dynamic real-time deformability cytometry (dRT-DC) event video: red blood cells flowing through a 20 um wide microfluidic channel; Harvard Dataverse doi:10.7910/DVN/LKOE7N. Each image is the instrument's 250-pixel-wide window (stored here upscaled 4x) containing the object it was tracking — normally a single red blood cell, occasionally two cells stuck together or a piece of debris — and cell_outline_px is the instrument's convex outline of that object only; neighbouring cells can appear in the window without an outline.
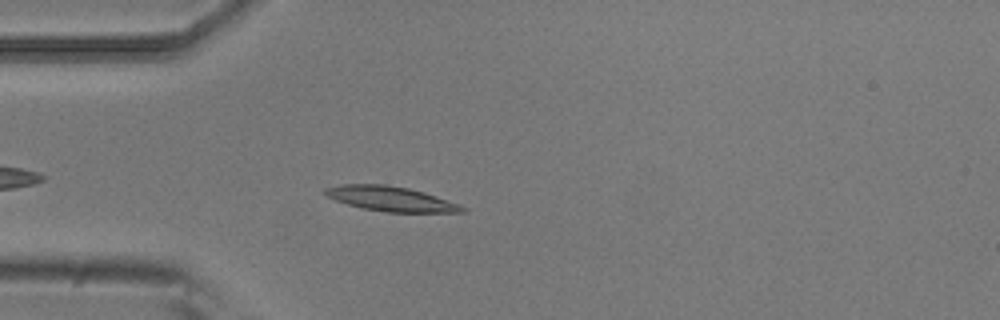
{"species": "common noctule bat (a hibernating species)", "species_latin": "Nyctalus noctula", "temperature_condition": "room temperature", "stored_images_in_passage": 4, "camera_frame_rate_fps": 3000, "um_per_image_px": 0.085, "animal": {"sex": "male", "body_mass_g": 20.5, "forearm_length_mm": 52.5}, "frame": {"image": 1, "passage_image": 4, "time_ms": 1.0, "image_size_px": [1000, 320], "cell_outline_px": [[468, 212], [388, 212], [360, 208], [336, 200], [328, 196], [324, 192], [324, 188], [340, 184], [384, 184], [408, 188], [424, 192], [460, 204], [468, 208]], "centroid_in_image_um": [33.25, 16.9], "position_along_channel_um": 51.7, "area_um2": 19.83}}